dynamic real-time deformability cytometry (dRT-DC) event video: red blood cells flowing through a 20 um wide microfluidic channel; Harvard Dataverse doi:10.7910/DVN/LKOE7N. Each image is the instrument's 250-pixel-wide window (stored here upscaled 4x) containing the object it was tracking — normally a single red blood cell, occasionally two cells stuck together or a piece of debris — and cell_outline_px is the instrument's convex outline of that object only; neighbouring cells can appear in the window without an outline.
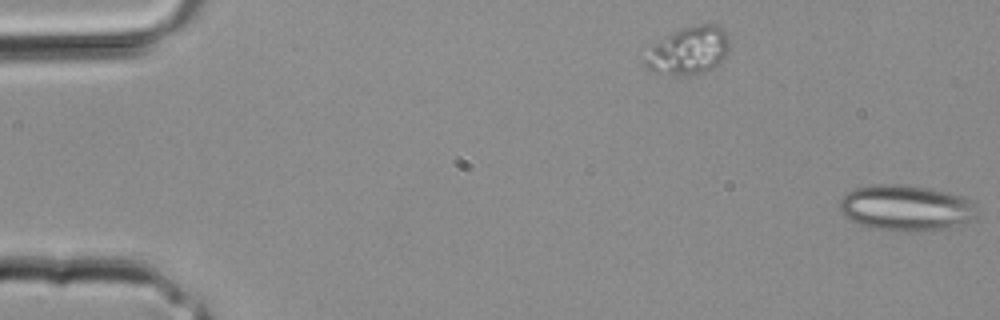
{"species": "common noctule bat (a hibernating species)", "species_latin": "Nyctalus noctula", "temperature_condition": "room temperature", "stored_images_in_passage": 2, "segment_of_instrument_passage": [2, 2], "camera_frame_rate_fps": 3000, "um_per_image_px": 0.085, "animal": {"sex": "male", "body_mass_g": 20.4}, "frame": {"image": 1, "passage_image": 2, "time_ms": 0.333, "image_size_px": [1000, 320], "cell_outline_px": [[976, 216], [972, 220], [940, 228], [872, 228], [860, 224], [844, 216], [840, 208], [840, 200], [844, 192], [856, 188], [872, 184], [900, 184], [928, 188], [964, 196], [972, 204]], "centroid_in_image_um": [76.92, 17.6], "position_along_channel_um": 8.1, "area_um2": 35.2}}